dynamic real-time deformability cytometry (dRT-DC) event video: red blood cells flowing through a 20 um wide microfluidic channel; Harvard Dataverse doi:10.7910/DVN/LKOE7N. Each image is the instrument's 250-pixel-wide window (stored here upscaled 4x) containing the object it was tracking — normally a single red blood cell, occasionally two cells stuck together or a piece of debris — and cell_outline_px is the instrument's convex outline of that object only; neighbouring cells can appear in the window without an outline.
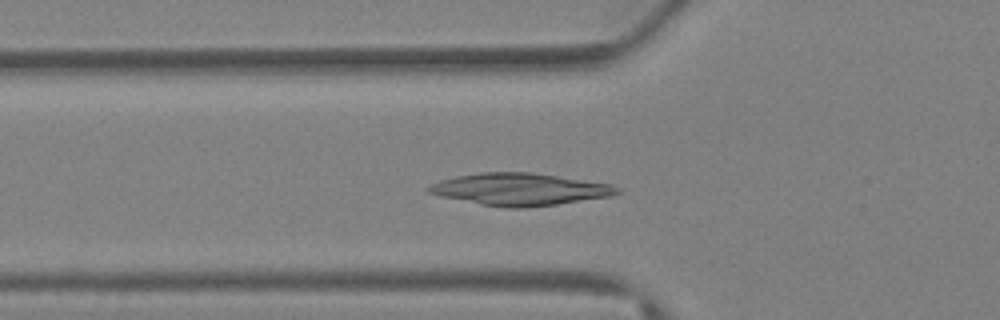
{"species": "Egyptian fruit bat (a non-hibernating species)", "species_latin": "Rousettus aegyptiacus", "temperature_condition": "warm", "stored_images_in_passage": 40, "segment_of_instrument_passage": [1, 2], "camera_frame_rate_fps": 3000, "um_per_image_px": 0.085, "animal": {"sex": "female"}, "frame": {"image": 1, "passage_image": 14, "time_ms": 4.333, "image_size_px": [1000, 320], "cell_outline_px": [[620, 192], [612, 196], [556, 204], [524, 208], [508, 208], [480, 204], [444, 196], [428, 192], [424, 188], [440, 180], [456, 176], [480, 172], [532, 172], [612, 184], [620, 188]], "centroid_in_image_um": [44.21, 16.08], "position_along_channel_um": 81.6, "area_um2": 35.14}}
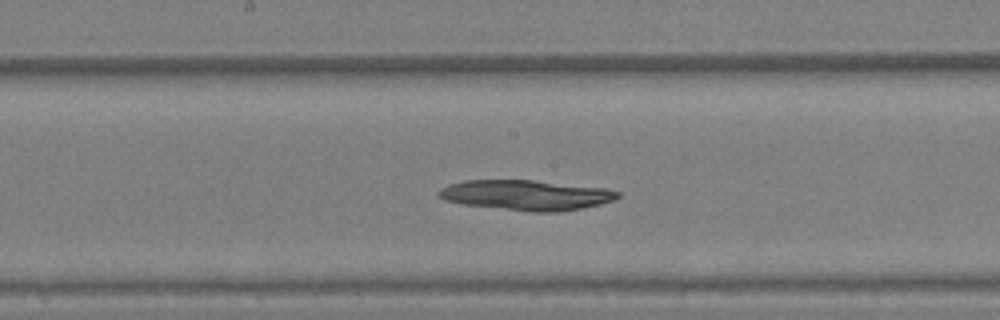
{"frame": {"image": 2, "passage_image": 21, "time_ms": 6.667, "image_size_px": [1000, 320], "cell_outline_px": [[620, 196], [616, 200], [600, 204], [560, 212], [532, 212], [464, 204], [444, 200], [436, 196], [436, 192], [440, 188], [448, 184], [464, 180], [532, 180], [608, 188], [620, 192]], "centroid_in_image_um": [44.72, 16.58], "position_along_channel_um": 203.5, "area_um2": 31.67}}
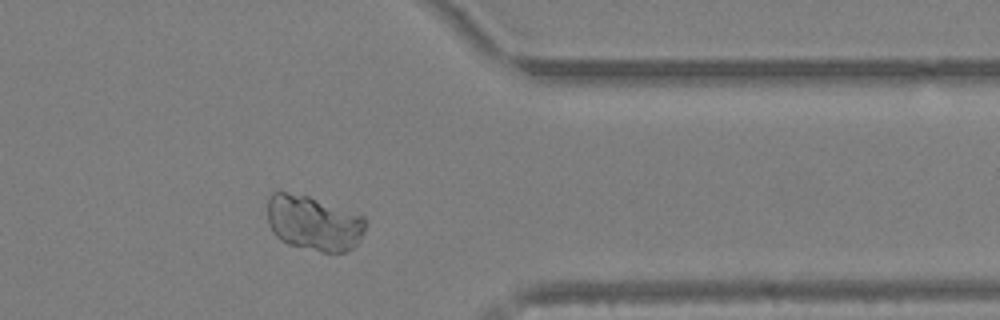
{"frame": {"image": 3, "passage_image": 32, "time_ms": 10.333, "image_size_px": [1000, 320], "cell_outline_px": [[368, 224], [360, 240], [352, 248], [344, 252], [320, 252], [288, 244], [280, 240], [272, 232], [268, 224], [268, 196], [272, 192], [280, 188], [308, 196], [364, 216]], "centroid_in_image_um": [26.63, 18.93], "position_along_channel_um": 384.8, "area_um2": 32.08}}